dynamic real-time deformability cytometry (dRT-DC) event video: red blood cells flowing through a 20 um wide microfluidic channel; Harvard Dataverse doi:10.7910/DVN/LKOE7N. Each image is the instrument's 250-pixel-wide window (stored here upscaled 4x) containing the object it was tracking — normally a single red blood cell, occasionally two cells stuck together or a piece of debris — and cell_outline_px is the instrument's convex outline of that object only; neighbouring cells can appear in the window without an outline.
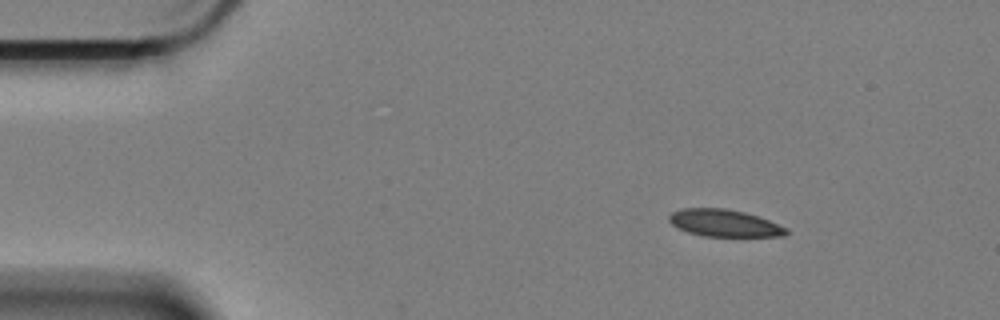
{"species": "Egyptian fruit bat (a non-hibernating species)", "species_latin": "Rousettus aegyptiacus", "temperature_condition": "cold", "stored_images_in_passage": 52, "camera_frame_rate_fps": 3000, "um_per_image_px": 0.085, "animal": {"sex": "female"}, "frame": {"image": 1, "passage_image": 1, "time_ms": 0.0, "image_size_px": [1000, 320], "cell_outline_px": [[788, 232], [784, 236], [704, 236], [688, 232], [672, 224], [668, 220], [668, 216], [672, 212], [680, 208], [724, 208], [744, 212], [768, 220], [788, 228]], "centroid_in_image_um": [61.55, 18.96], "position_along_channel_um": 23.5, "area_um2": 18.38}}
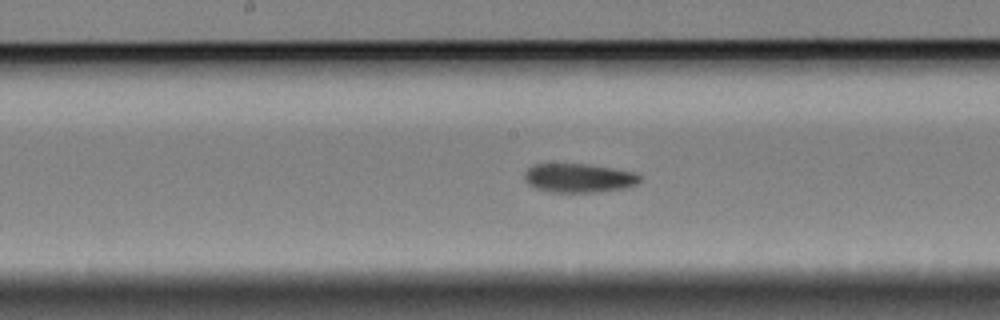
{"frame": {"image": 2, "passage_image": 23, "time_ms": 7.333, "image_size_px": [1000, 320], "cell_outline_px": [[640, 180], [636, 184], [624, 188], [596, 192], [548, 192], [532, 188], [524, 180], [524, 172], [532, 164], [588, 164], [636, 172], [640, 176]], "centroid_in_image_um": [49.14, 15.13], "position_along_channel_um": 199.1, "area_um2": 19.65}}
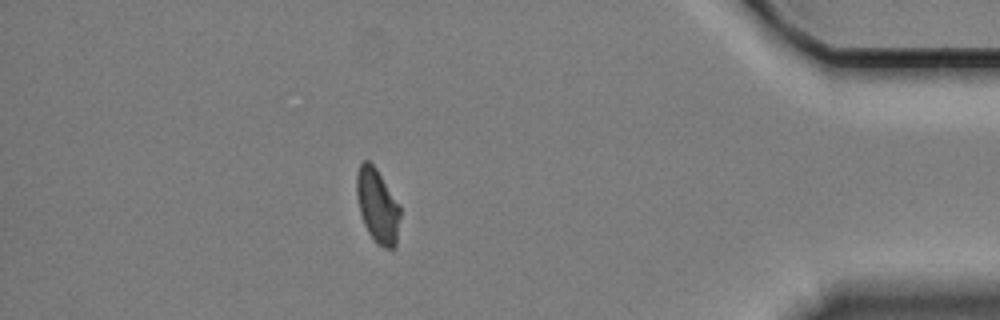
{"frame": {"image": 3, "passage_image": 45, "time_ms": 14.667, "image_size_px": [1000, 320], "cell_outline_px": [[400, 216], [396, 248], [384, 248], [376, 244], [368, 232], [364, 224], [360, 212], [356, 196], [356, 172], [360, 164], [364, 160], [368, 160], [376, 168], [400, 204]], "centroid_in_image_um": [32.09, 17.5], "position_along_channel_um": 403.1, "area_um2": 19.07}, "authors_computed_cell_mechanics": {"area_um2": 19.4786, "velocity_mm_per_s": 3.3544, "shape_relaxation_time_tau1_ms": null, "shape_relaxation_time_tau2_ms": 8.8595, "deformation_change_tau1": null, "deformation_change_tau2": 0.1507}}